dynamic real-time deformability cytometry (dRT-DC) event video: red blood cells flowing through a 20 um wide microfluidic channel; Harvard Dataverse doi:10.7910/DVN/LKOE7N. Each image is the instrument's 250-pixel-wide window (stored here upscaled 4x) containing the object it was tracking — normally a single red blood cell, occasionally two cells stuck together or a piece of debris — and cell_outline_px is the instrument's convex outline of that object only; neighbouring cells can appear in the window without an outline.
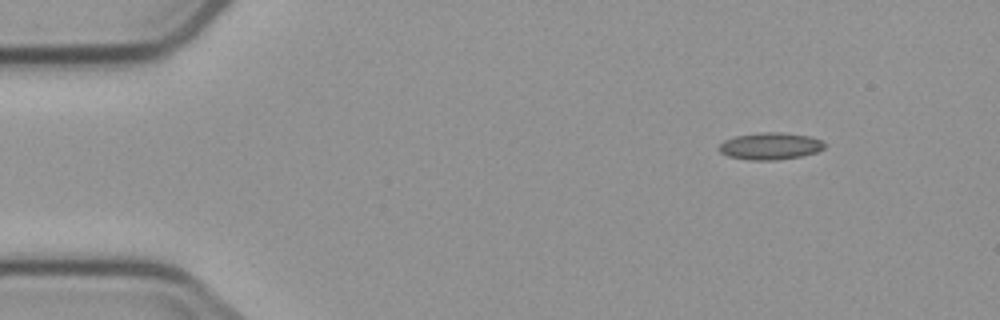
{"species": "common noctule bat (a hibernating species)", "species_latin": "Nyctalus noctula", "temperature_condition": "cold", "stored_images_in_passage": 4, "camera_frame_rate_fps": 3000, "um_per_image_px": 0.085, "animal": {"sex": "male", "body_mass_g": 23.1, "forearm_length_mm": 52.7}, "frame": {"image": 1, "passage_image": 1, "time_ms": 0.0, "image_size_px": [1000, 320], "cell_outline_px": [[824, 148], [816, 152], [800, 156], [776, 160], [752, 160], [728, 156], [720, 152], [716, 148], [724, 140], [736, 136], [760, 132], [784, 132], [812, 136], [820, 140], [824, 144]], "centroid_in_image_um": [65.45, 12.41], "position_along_channel_um": 19.5, "area_um2": 16.65}}
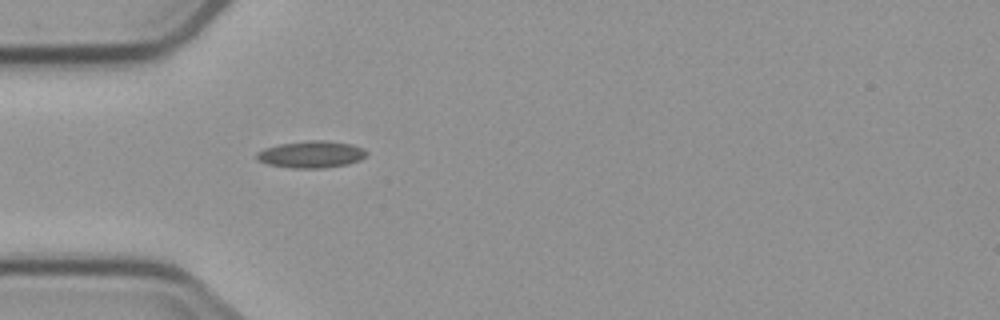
{"frame": {"image": 2, "passage_image": 4, "time_ms": 3.333, "image_size_px": [1000, 320], "cell_outline_px": [[368, 152], [360, 160], [348, 164], [324, 168], [292, 168], [268, 164], [256, 160], [256, 152], [264, 148], [280, 144], [308, 140], [324, 140], [352, 144], [364, 148]], "centroid_in_image_um": [26.45, 13.12], "position_along_channel_um": 58.5, "area_um2": 17.34}}